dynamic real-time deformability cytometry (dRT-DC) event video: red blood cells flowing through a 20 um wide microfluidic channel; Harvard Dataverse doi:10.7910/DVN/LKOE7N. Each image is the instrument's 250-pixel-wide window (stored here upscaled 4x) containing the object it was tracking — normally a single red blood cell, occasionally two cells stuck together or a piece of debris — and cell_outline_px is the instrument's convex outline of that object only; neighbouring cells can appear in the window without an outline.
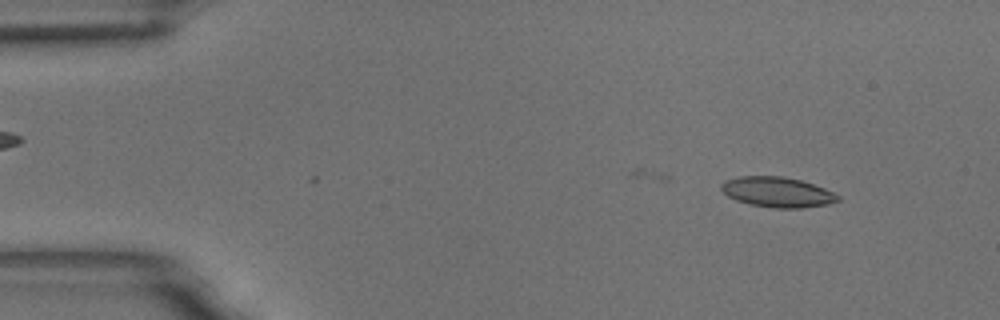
{"species": "common noctule bat (a hibernating species)", "species_latin": "Nyctalus noctula", "temperature_condition": "room temperature", "stored_images_in_passage": 2, "camera_frame_rate_fps": 3000, "um_per_image_px": 0.085, "animal": {"sex": "male", "body_mass_g": 18.8}, "frame": {"image": 1, "passage_image": 2, "time_ms": 0.333, "image_size_px": [1000, 320], "cell_outline_px": [[840, 200], [828, 204], [800, 208], [772, 208], [752, 204], [736, 200], [728, 196], [720, 188], [720, 184], [724, 180], [740, 176], [780, 176], [800, 180], [824, 188], [840, 196]], "centroid_in_image_um": [66.05, 16.32], "position_along_channel_um": 18.9, "area_um2": 20.4}}